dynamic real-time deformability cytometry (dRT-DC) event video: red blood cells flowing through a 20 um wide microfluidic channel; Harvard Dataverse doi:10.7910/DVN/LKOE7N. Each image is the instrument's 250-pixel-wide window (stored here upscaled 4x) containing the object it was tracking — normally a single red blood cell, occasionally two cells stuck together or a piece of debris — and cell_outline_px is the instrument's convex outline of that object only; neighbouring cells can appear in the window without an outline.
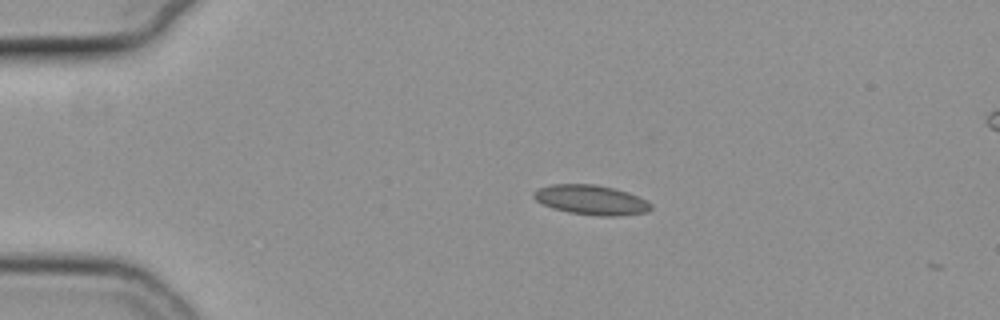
{"species": "common noctule bat (a hibernating species)", "species_latin": "Nyctalus noctula", "temperature_condition": "cold", "stored_images_in_passage": 7, "camera_frame_rate_fps": 3000, "um_per_image_px": 0.085, "animal": {"sex": "female", "body_mass_g": 19.3, "forearm_length_mm": 54.1}, "frame": {"image": 1, "passage_image": 1, "time_ms": 0.0, "image_size_px": [1000, 320], "cell_outline_px": [[652, 208], [648, 212], [616, 216], [600, 216], [568, 212], [552, 208], [536, 200], [532, 196], [532, 192], [536, 188], [552, 184], [596, 184], [616, 188], [628, 192], [652, 204]], "centroid_in_image_um": [50.22, 16.98], "position_along_channel_um": 34.8, "area_um2": 20.4}}